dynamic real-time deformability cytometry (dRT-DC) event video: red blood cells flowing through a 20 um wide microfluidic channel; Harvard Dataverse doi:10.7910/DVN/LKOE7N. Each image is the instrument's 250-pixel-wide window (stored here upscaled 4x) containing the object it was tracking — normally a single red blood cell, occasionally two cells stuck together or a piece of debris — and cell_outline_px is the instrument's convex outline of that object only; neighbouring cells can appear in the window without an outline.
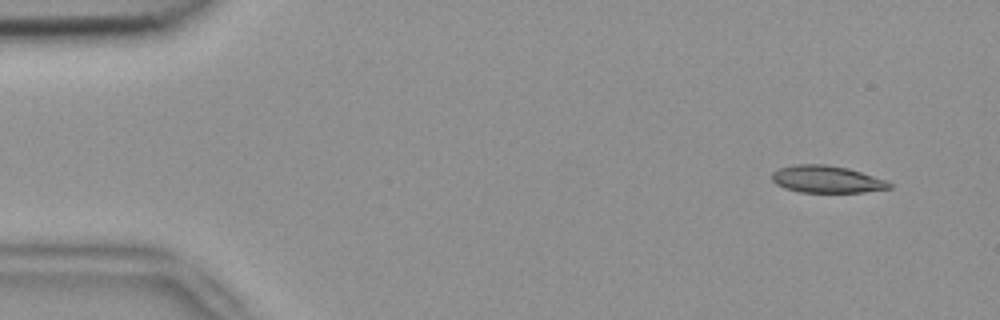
{"species": "common noctule bat (a hibernating species)", "species_latin": "Nyctalus noctula", "temperature_condition": "room temperature", "stored_images_in_passage": 5, "camera_frame_rate_fps": 3000, "um_per_image_px": 0.085, "animal": {"sex": "female", "body_mass_g": 18.4}, "frame": {"image": 1, "passage_image": 1, "time_ms": 0.0, "image_size_px": [1000, 320], "cell_outline_px": [[892, 188], [864, 192], [800, 192], [784, 188], [776, 184], [772, 180], [772, 172], [780, 168], [796, 164], [824, 164], [848, 168], [888, 180], [892, 184]], "centroid_in_image_um": [70.29, 15.24], "position_along_channel_um": 14.7, "area_um2": 18.67}}
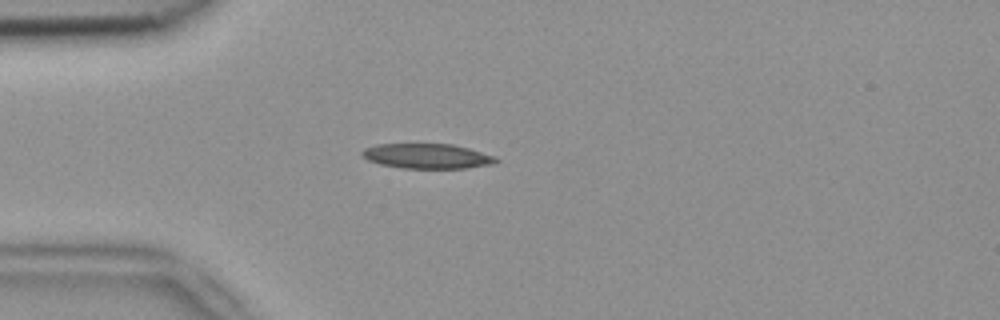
{"frame": {"image": 2, "passage_image": 4, "time_ms": 1.0, "image_size_px": [1000, 320], "cell_outline_px": [[500, 160], [496, 164], [468, 168], [404, 168], [380, 164], [368, 160], [360, 152], [364, 148], [376, 144], [452, 144], [468, 148], [496, 156]], "centroid_in_image_um": [36.35, 13.27], "position_along_channel_um": 48.6, "area_um2": 19.54}}